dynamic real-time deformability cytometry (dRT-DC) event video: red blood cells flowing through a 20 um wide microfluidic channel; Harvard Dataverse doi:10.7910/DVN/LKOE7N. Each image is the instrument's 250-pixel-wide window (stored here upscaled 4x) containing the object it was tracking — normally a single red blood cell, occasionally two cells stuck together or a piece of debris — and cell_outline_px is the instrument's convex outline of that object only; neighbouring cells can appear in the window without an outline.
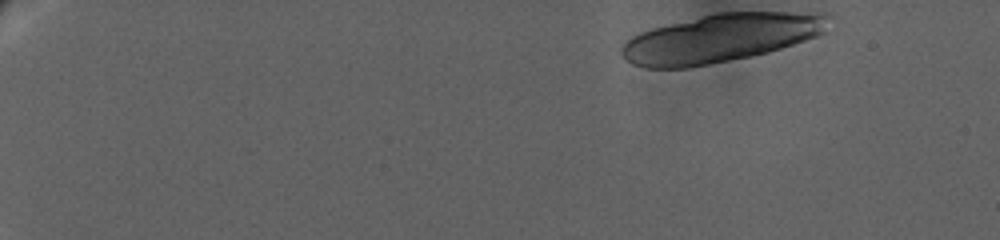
{"species": "human", "species_latin": "Homo sapiens", "temperature_condition": "warm", "stored_images_in_passage": 23, "camera_frame_rate_fps": 3000, "um_per_image_px": 0.085, "donor": {"sex": "female"}, "frame": {"image": 1, "passage_image": 1, "time_ms": 0.0, "image_size_px": [1000, 240], "cell_outline_px": [[836, 16], [824, 32], [816, 36], [768, 52], [688, 68], [644, 68], [632, 64], [624, 60], [620, 52], [620, 48], [632, 36], [640, 32], [652, 28], [716, 12], [828, 12]], "centroid_in_image_um": [61.3, 3.22], "position_along_channel_um": 23.7, "area_um2": 58.55}}
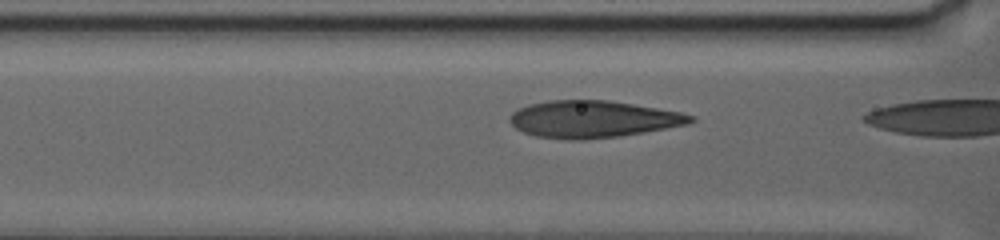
{"frame": {"image": 2, "passage_image": 22, "time_ms": 8.333, "image_size_px": [1000, 240], "cell_outline_px": [[696, 120], [688, 124], [644, 132], [620, 136], [580, 140], [568, 140], [536, 136], [524, 132], [516, 128], [508, 120], [508, 116], [512, 112], [528, 104], [548, 100], [608, 100], [680, 112], [696, 116]], "centroid_in_image_um": [50.38, 10.13], "position_along_channel_um": 116.2, "area_um2": 39.02}}